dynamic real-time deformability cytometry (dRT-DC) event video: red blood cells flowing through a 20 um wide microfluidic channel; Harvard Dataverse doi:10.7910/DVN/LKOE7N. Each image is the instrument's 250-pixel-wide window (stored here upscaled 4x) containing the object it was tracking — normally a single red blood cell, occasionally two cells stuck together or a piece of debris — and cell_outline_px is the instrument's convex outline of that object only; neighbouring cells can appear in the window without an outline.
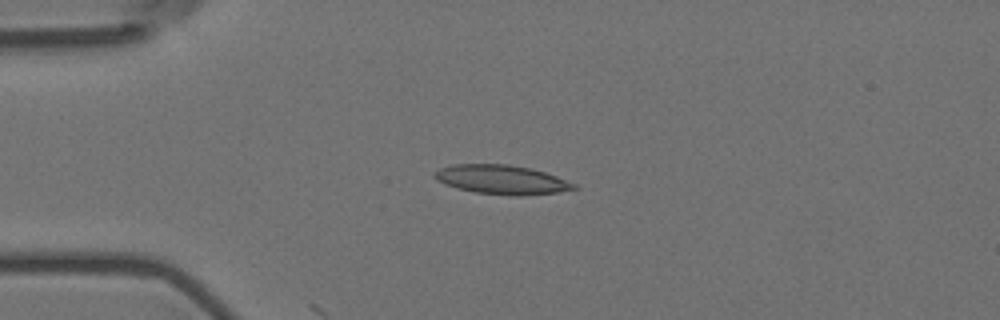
{"species": "Egyptian fruit bat (a non-hibernating species)", "species_latin": "Rousettus aegyptiacus", "temperature_condition": "room temperature", "stored_images_in_passage": 5, "camera_frame_rate_fps": 3000, "um_per_image_px": 0.085, "animal": {"sex": "female"}, "frame": {"image": 1, "passage_image": 4, "time_ms": 1.0, "image_size_px": [1000, 320], "cell_outline_px": [[576, 188], [556, 192], [520, 196], [512, 196], [476, 192], [456, 188], [444, 184], [436, 180], [432, 176], [440, 168], [452, 164], [508, 164], [532, 168], [556, 176], [576, 184]], "centroid_in_image_um": [42.6, 15.26], "position_along_channel_um": 42.4, "area_um2": 23.64}}